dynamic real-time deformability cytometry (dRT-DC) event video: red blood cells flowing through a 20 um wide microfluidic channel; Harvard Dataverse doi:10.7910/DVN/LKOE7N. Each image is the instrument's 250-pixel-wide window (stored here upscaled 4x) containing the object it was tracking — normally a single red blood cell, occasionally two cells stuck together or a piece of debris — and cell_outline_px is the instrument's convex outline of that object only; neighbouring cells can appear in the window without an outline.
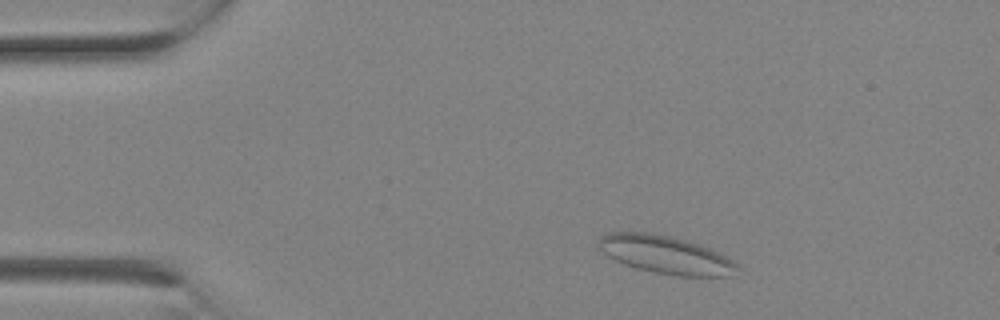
{"species": "Egyptian fruit bat (a non-hibernating species)", "species_latin": "Rousettus aegyptiacus", "temperature_condition": "room temperature", "stored_images_in_passage": 1, "camera_frame_rate_fps": 3000, "um_per_image_px": 0.085, "animal": {"sex": "female"}, "frame": {"image": 1, "passage_image": 1, "time_ms": 0.0, "image_size_px": [1000, 320], "cell_outline_px": [[744, 268], [728, 276], [676, 276], [636, 268], [624, 264], [608, 256], [596, 248], [600, 236], [608, 232], [652, 232], [700, 244], [728, 256], [740, 264]], "centroid_in_image_um": [56.61, 21.65], "position_along_channel_um": 28.4, "area_um2": 31.1}}